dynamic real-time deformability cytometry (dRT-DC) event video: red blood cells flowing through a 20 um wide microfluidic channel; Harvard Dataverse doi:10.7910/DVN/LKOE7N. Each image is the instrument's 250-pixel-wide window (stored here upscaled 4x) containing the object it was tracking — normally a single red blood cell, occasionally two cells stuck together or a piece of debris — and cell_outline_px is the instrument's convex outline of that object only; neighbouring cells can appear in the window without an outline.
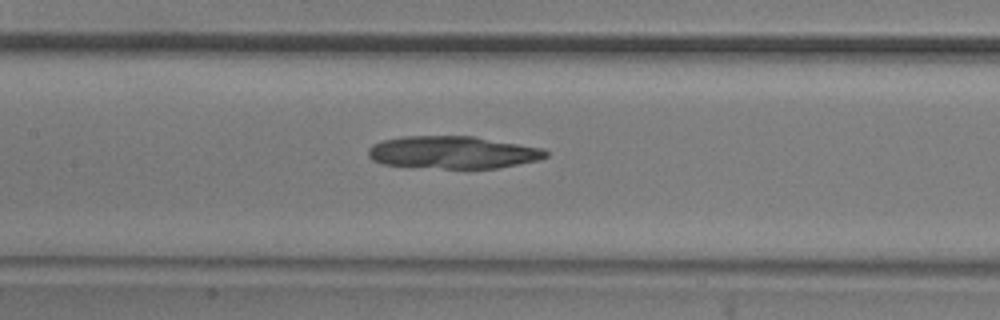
{"species": "common noctule bat (a hibernating species)", "species_latin": "Nyctalus noctula", "temperature_condition": "room temperature", "stored_images_in_passage": 46, "camera_frame_rate_fps": 3000, "um_per_image_px": 0.085, "animal": {"sex": "male", "body_mass_g": 20.5, "forearm_length_mm": 52.5}, "frame": {"image": 1, "passage_image": 25, "time_ms": 8.0, "image_size_px": [1000, 320], "cell_outline_px": [[548, 156], [540, 160], [496, 168], [444, 168], [384, 164], [372, 160], [368, 156], [368, 148], [372, 144], [384, 140], [404, 136], [476, 136], [544, 148], [548, 152]], "centroid_in_image_um": [38.53, 12.94], "position_along_channel_um": 168.9, "area_um2": 33.64}}
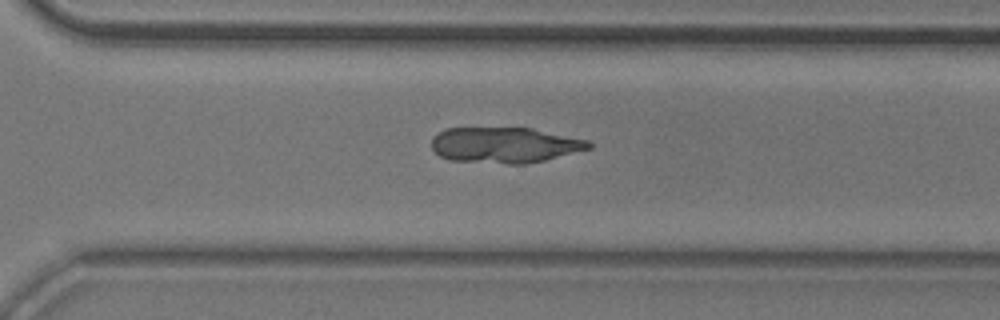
{"frame": {"image": 2, "passage_image": 38, "time_ms": 12.333, "image_size_px": [1000, 320], "cell_outline_px": [[592, 148], [544, 160], [524, 164], [508, 164], [452, 160], [440, 156], [432, 148], [432, 136], [436, 132], [444, 128], [532, 128], [588, 140], [592, 144]], "centroid_in_image_um": [42.88, 12.32], "position_along_channel_um": 327.7, "area_um2": 32.71}}
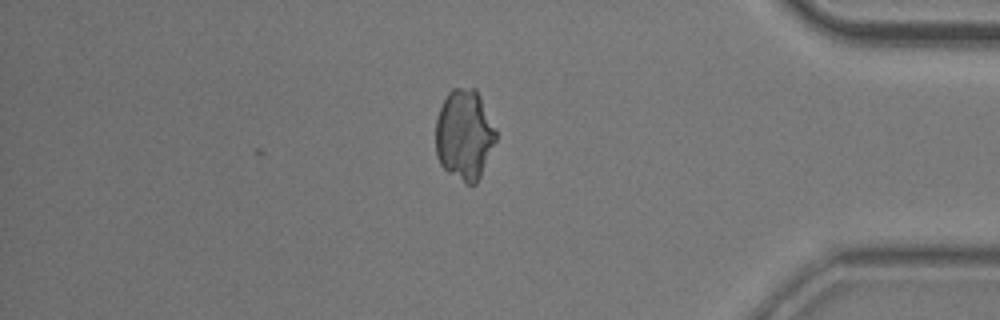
{"frame": {"image": 3, "passage_image": 46, "time_ms": 15.0, "image_size_px": [1000, 320], "cell_outline_px": [[496, 140], [480, 176], [476, 184], [468, 184], [448, 172], [440, 164], [436, 156], [436, 120], [440, 108], [448, 92], [452, 88], [476, 88], [496, 128]], "centroid_in_image_um": [39.47, 11.43], "position_along_channel_um": 395.7, "area_um2": 31.62}}